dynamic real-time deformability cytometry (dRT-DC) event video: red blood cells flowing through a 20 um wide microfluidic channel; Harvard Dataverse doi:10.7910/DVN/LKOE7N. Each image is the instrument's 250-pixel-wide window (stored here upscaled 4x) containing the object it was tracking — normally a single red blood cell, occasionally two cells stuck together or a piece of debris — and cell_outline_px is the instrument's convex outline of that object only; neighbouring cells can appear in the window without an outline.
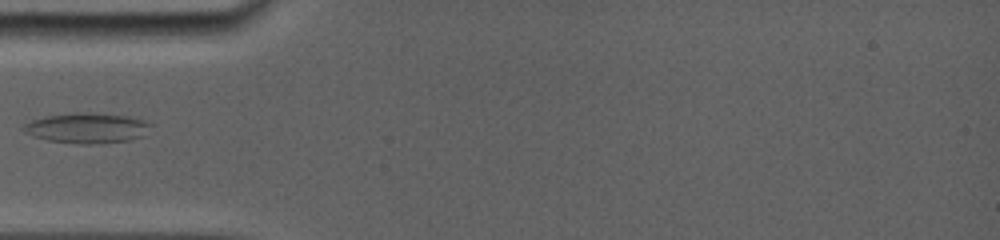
{"species": "common noctule bat (a hibernating species)", "species_latin": "Nyctalus noctula", "temperature_condition": "room temperature", "stored_images_in_passage": 8, "camera_frame_rate_fps": 5000, "um_per_image_px": 0.085, "animal": {"sex": "female", "body_mass_g": 19.0, "forearm_length_mm": 56.7}, "frame": {"image": 1, "passage_image": 2, "time_ms": 1.0, "image_size_px": [1000, 240], "cell_outline_px": [[152, 124], [144, 136], [128, 140], [96, 144], [80, 144], [48, 140], [32, 136], [24, 132], [20, 128], [24, 124], [32, 120], [44, 116], [76, 112], [92, 112], [128, 116], [144, 120]], "centroid_in_image_um": [7.37, 10.87], "position_along_channel_um": 77.6, "area_um2": 22.66}}
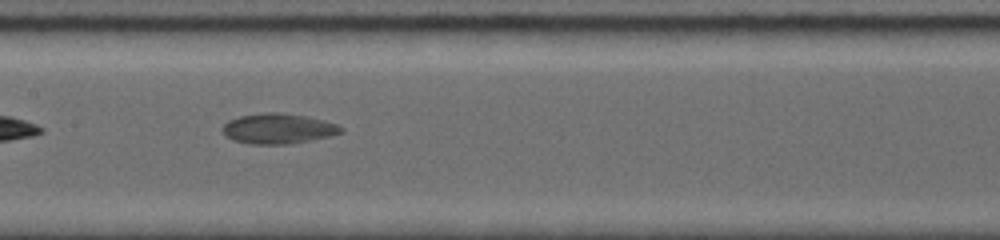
{"frame": {"image": 2, "passage_image": 5, "time_ms": 3.8, "image_size_px": [1000, 240], "cell_outline_px": [[344, 132], [328, 136], [288, 144], [248, 144], [232, 140], [224, 136], [220, 128], [228, 120], [240, 116], [264, 112], [280, 112], [308, 116], [340, 124], [344, 128]], "centroid_in_image_um": [23.62, 10.92], "position_along_channel_um": 183.8, "area_um2": 21.21}}
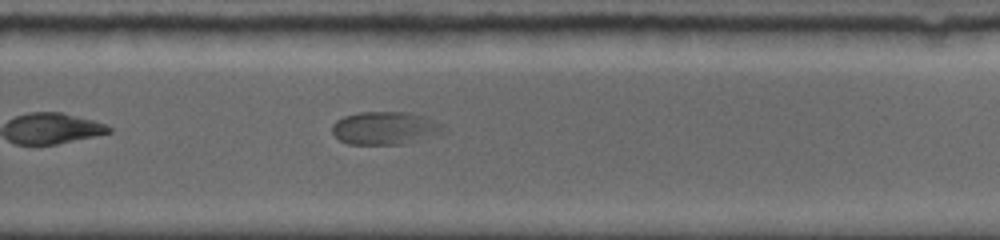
{"frame": {"image": 3, "passage_image": 8, "time_ms": 6.8, "image_size_px": [1000, 240], "cell_outline_px": [[448, 132], [404, 144], [348, 144], [340, 140], [332, 132], [332, 124], [336, 120], [344, 116], [360, 112], [408, 112], [432, 120], [448, 128]], "centroid_in_image_um": [32.74, 10.9], "position_along_channel_um": 297.1, "area_um2": 21.39}}